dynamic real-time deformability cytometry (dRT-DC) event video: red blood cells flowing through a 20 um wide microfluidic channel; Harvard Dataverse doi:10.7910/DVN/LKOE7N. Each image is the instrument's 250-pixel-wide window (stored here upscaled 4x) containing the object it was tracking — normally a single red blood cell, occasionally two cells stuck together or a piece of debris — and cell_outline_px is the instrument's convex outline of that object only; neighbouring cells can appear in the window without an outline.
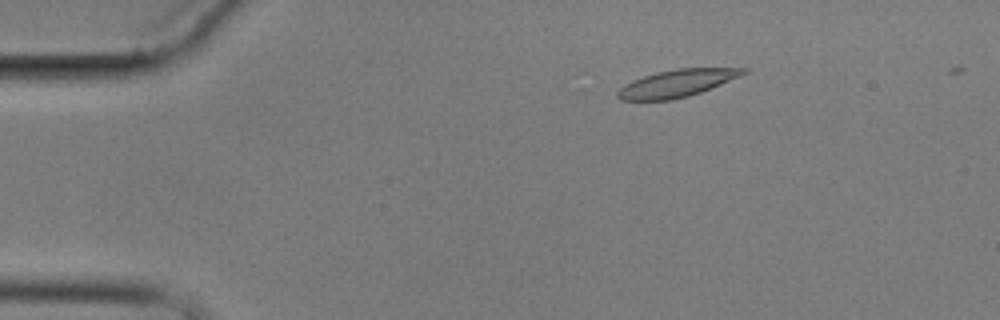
{"species": "common noctule bat (a hibernating species)", "species_latin": "Nyctalus noctula", "temperature_condition": "cold", "stored_images_in_passage": 4, "camera_frame_rate_fps": 3000, "um_per_image_px": 0.085, "animal": {"sex": "male", "body_mass_g": 17.9}, "frame": {"image": 1, "passage_image": 3, "time_ms": 2.333, "image_size_px": [1000, 320], "cell_outline_px": [[748, 72], [740, 76], [700, 92], [688, 96], [672, 100], [620, 100], [616, 96], [616, 92], [624, 84], [632, 80], [656, 72], [676, 68], [748, 68]], "centroid_in_image_um": [57.5, 7.08], "position_along_channel_um": 27.5, "area_um2": 19.94}}